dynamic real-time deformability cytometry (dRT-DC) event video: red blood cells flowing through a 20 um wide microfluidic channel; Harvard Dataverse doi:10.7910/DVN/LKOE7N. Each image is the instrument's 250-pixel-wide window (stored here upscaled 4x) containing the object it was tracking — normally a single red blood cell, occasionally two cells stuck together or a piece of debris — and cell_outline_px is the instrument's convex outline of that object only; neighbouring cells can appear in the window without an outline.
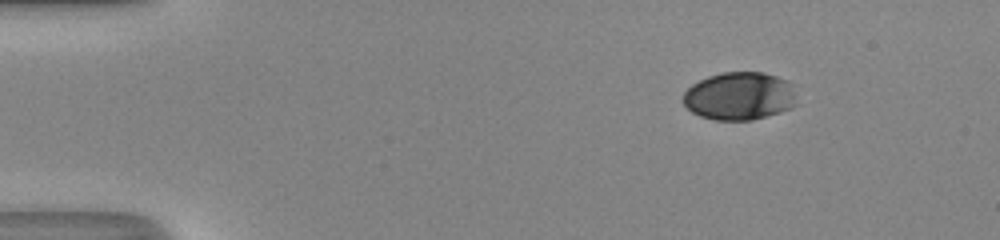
{"species": "human", "species_latin": "Homo sapiens", "temperature_condition": "room temperature", "stored_images_in_passage": 44, "camera_frame_rate_fps": 3000, "um_per_image_px": 0.085, "donor": {"sex": "male"}, "frame": {"image": 1, "passage_image": 1, "time_ms": 0.0, "image_size_px": [1000, 240], "cell_outline_px": [[796, 104], [792, 108], [780, 112], [752, 120], [716, 120], [700, 116], [692, 112], [684, 104], [684, 92], [692, 84], [708, 76], [724, 72], [764, 72], [788, 80]], "centroid_in_image_um": [62.84, 8.17], "position_along_channel_um": 22.2, "area_um2": 31.56}}
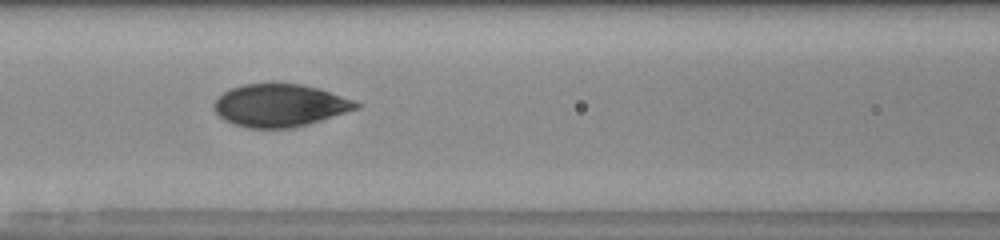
{"frame": {"image": 2, "passage_image": 17, "time_ms": 5.333, "image_size_px": [1000, 240], "cell_outline_px": [[364, 104], [360, 108], [308, 124], [292, 128], [244, 128], [232, 124], [224, 120], [216, 112], [212, 104], [224, 92], [232, 88], [244, 84], [300, 84], [320, 88]], "centroid_in_image_um": [23.81, 8.97], "position_along_channel_um": 142.8, "area_um2": 35.32}}
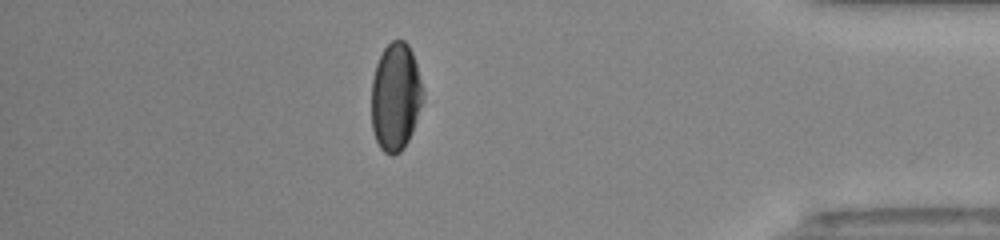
{"frame": {"image": 3, "passage_image": 38, "time_ms": 12.333, "image_size_px": [1000, 240], "cell_outline_px": [[424, 100], [412, 132], [404, 148], [400, 152], [392, 156], [384, 152], [380, 148], [376, 140], [372, 128], [372, 80], [376, 64], [384, 48], [392, 40], [404, 40], [408, 44], [412, 52], [416, 64], [424, 92]], "centroid_in_image_um": [33.63, 8.25], "position_along_channel_um": 401.6, "area_um2": 32.54}, "authors_computed_cell_mechanics": {"area_um2": 35.2869, "velocity_mm_per_s": 4.2135, "shape_relaxation_time_tau1_ms": 4.041, "shape_relaxation_time_tau2_ms": 0.7618, "deformation_change_tau1": 0.1584, "deformation_change_tau2": 0.0438}}